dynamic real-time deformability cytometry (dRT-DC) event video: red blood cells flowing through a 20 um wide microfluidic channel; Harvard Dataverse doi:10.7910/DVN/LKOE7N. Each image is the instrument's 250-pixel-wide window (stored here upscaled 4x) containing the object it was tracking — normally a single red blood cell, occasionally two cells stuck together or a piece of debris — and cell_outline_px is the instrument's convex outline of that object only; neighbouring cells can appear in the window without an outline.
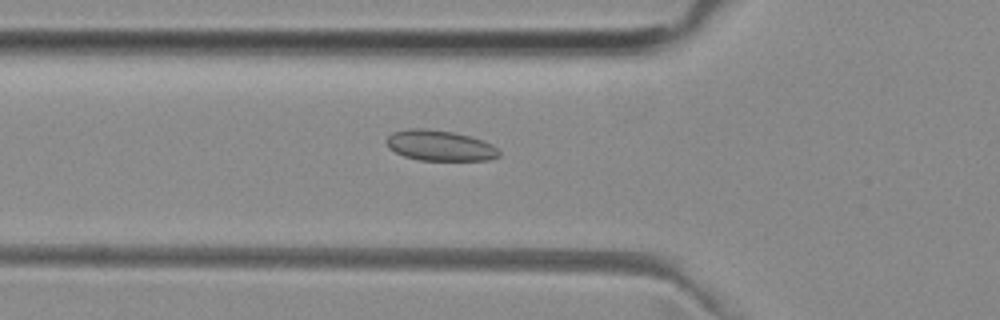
{"species": "common noctule bat (a hibernating species)", "species_latin": "Nyctalus noctula", "temperature_condition": "room temperature", "stored_images_in_passage": 44, "camera_frame_rate_fps": 3000, "um_per_image_px": 0.085, "animal": {"sex": "female", "body_mass_g": 29.2, "forearm_length_mm": 56.3}, "frame": {"image": 1, "passage_image": 17, "time_ms": 5.333, "image_size_px": [1000, 320], "cell_outline_px": [[500, 156], [488, 160], [420, 160], [404, 156], [388, 148], [384, 140], [392, 132], [408, 128], [424, 128], [452, 132], [484, 140], [492, 144], [500, 152]], "centroid_in_image_um": [37.36, 12.37], "position_along_channel_um": 88.4, "area_um2": 20.11}}
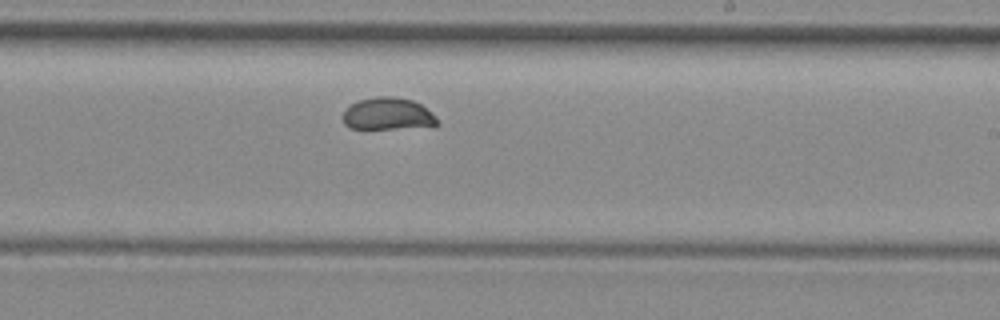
{"frame": {"image": 2, "passage_image": 30, "time_ms": 9.667, "image_size_px": [1000, 320], "cell_outline_px": [[440, 124], [436, 128], [348, 128], [344, 124], [344, 112], [352, 104], [360, 100], [376, 96], [396, 96], [412, 100], [420, 104], [436, 116]], "centroid_in_image_um": [33.06, 9.7], "position_along_channel_um": 255.9, "area_um2": 17.92}}
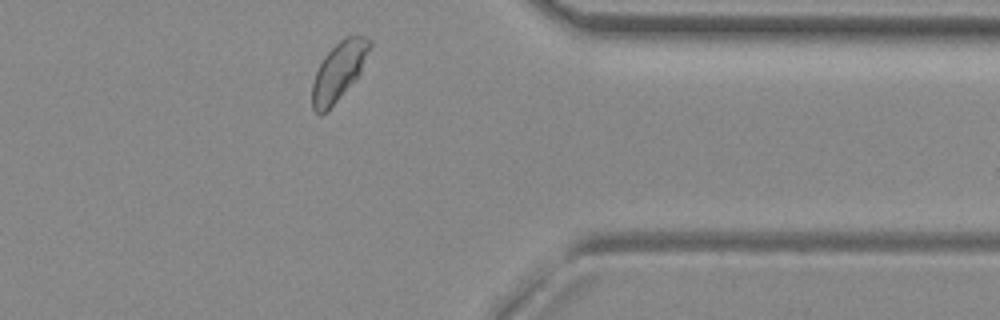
{"frame": {"image": 3, "passage_image": 41, "time_ms": 13.333, "image_size_px": [1000, 320], "cell_outline_px": [[372, 44], [360, 72], [336, 100], [320, 116], [312, 108], [312, 84], [316, 72], [324, 56], [344, 36], [368, 36], [372, 40]], "centroid_in_image_um": [28.79, 6.0], "position_along_channel_um": 382.6, "area_um2": 18.96}, "authors_computed_cell_mechanics": {"area_um2": 19.5653, "velocity_mm_per_s": 3.8556, "shape_relaxation_time_tau1_ms": 9.2022, "shape_relaxation_time_tau2_ms": null, "deformation_change_tau1": 0.1707, "deformation_change_tau2": null}}